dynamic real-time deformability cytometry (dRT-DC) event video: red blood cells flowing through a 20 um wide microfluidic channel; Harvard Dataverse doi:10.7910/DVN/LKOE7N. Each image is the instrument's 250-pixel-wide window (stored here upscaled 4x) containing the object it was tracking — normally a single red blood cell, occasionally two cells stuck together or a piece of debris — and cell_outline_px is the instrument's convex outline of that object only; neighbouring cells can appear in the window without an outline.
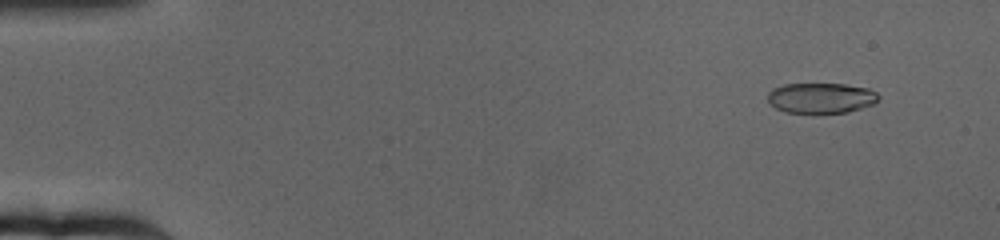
{"species": "human", "species_latin": "Homo sapiens", "temperature_condition": "cold", "stored_images_in_passage": 65, "camera_frame_rate_fps": 3000, "um_per_image_px": 0.085, "donor": {"sex": "female"}, "frame": {"image": 1, "passage_image": 6, "time_ms": 1.667, "image_size_px": [1000, 240], "cell_outline_px": [[880, 96], [872, 104], [848, 112], [784, 112], [776, 108], [768, 100], [768, 92], [772, 88], [784, 84], [844, 84], [868, 88], [876, 92]], "centroid_in_image_um": [69.77, 8.31], "position_along_channel_um": 15.2, "area_um2": 19.36}}
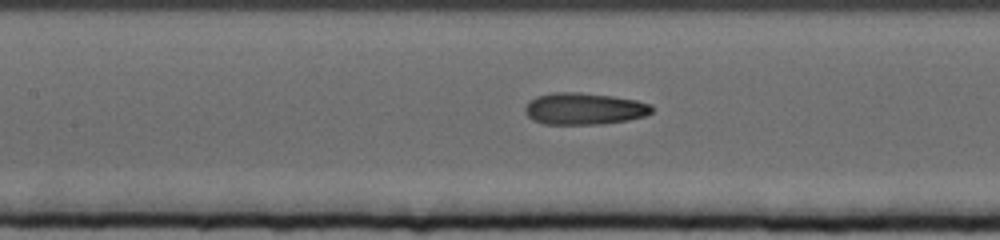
{"frame": {"image": 2, "passage_image": 31, "time_ms": 10.0, "image_size_px": [1000, 240], "cell_outline_px": [[652, 112], [644, 116], [628, 120], [600, 124], [544, 124], [532, 120], [524, 112], [524, 108], [528, 100], [536, 96], [552, 92], [580, 92], [612, 96], [636, 100], [652, 104]], "centroid_in_image_um": [49.61, 9.23], "position_along_channel_um": 157.8, "area_um2": 23.7}}
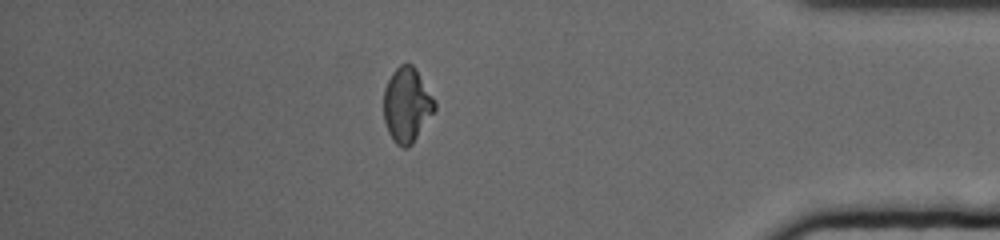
{"frame": {"image": 3, "passage_image": 57, "time_ms": 18.667, "image_size_px": [1000, 240], "cell_outline_px": [[436, 108], [412, 144], [408, 148], [400, 148], [392, 140], [388, 132], [384, 120], [384, 88], [392, 72], [400, 64], [412, 64], [416, 68], [432, 96], [436, 104]], "centroid_in_image_um": [34.56, 8.93], "position_along_channel_um": 400.6, "area_um2": 22.14}, "authors_computed_cell_mechanics": {"area_um2": 22.4264, "velocity_mm_per_s": 3.1846, "shape_relaxation_time_tau1_ms": 5.618, "shape_relaxation_time_tau2_ms": 2.2612, "deformation_change_tau1": 0.1698, "deformation_change_tau2": 0.0935}}